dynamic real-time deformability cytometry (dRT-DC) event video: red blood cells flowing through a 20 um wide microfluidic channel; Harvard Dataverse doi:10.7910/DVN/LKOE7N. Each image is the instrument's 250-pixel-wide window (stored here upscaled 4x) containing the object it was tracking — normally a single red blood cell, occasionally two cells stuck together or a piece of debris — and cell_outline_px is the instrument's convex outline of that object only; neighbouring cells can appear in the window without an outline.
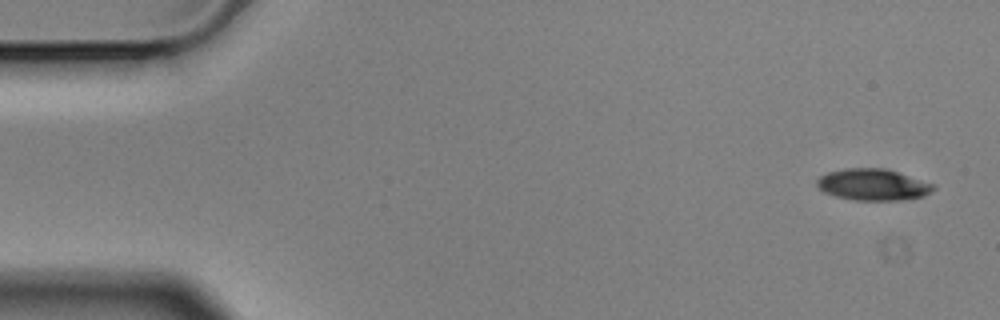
{"species": "Egyptian fruit bat (a non-hibernating species)", "species_latin": "Rousettus aegyptiacus", "temperature_condition": "cold", "stored_images_in_passage": 4, "camera_frame_rate_fps": 3000, "um_per_image_px": 0.085, "animal": {"sex": "male"}, "frame": {"image": 1, "passage_image": 1, "time_ms": 0.0, "image_size_px": [1000, 320], "cell_outline_px": [[936, 188], [932, 192], [924, 196], [900, 200], [856, 200], [836, 196], [824, 192], [816, 184], [816, 180], [820, 176], [828, 172], [844, 168], [888, 168], [936, 184]], "centroid_in_image_um": [74.25, 15.68], "position_along_channel_um": 10.7, "area_um2": 21.62}}
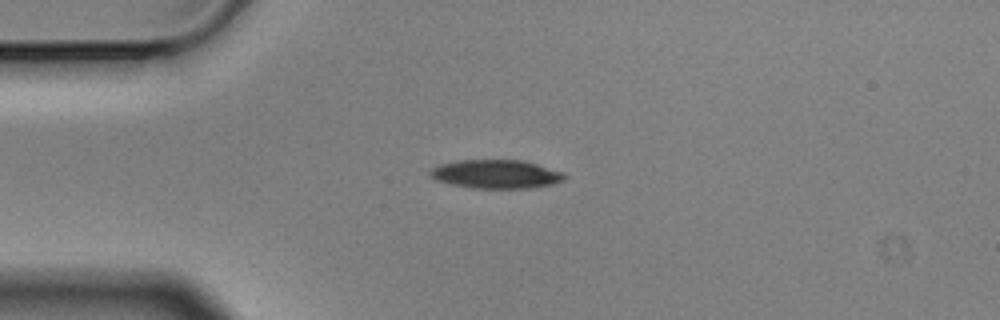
{"frame": {"image": 2, "passage_image": 4, "time_ms": 1.0, "image_size_px": [1000, 320], "cell_outline_px": [[568, 176], [564, 180], [552, 184], [528, 188], [476, 188], [452, 184], [436, 180], [428, 172], [432, 168], [440, 164], [456, 160], [524, 160], [564, 172]], "centroid_in_image_um": [42.2, 14.79], "position_along_channel_um": 42.8, "area_um2": 22.43}}